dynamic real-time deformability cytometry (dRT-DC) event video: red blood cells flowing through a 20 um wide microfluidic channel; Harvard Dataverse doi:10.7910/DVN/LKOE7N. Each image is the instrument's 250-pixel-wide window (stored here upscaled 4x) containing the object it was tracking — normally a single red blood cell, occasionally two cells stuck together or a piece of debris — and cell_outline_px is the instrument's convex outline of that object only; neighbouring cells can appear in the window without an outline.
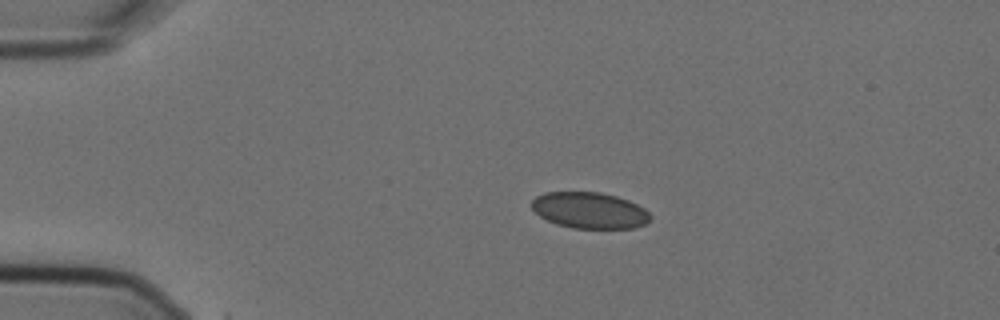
{"species": "Egyptian fruit bat (a non-hibernating species)", "species_latin": "Rousettus aegyptiacus", "temperature_condition": "cold", "stored_images_in_passage": 4, "camera_frame_rate_fps": 3000, "um_per_image_px": 0.085, "animal": {"sex": "female"}, "frame": {"image": 1, "passage_image": 2, "time_ms": 0.333, "image_size_px": [1000, 320], "cell_outline_px": [[652, 216], [644, 224], [636, 228], [572, 228], [556, 224], [540, 216], [532, 208], [532, 200], [536, 196], [544, 192], [600, 192], [616, 196], [628, 200], [644, 208]], "centroid_in_image_um": [50.11, 17.88], "position_along_channel_um": 34.9, "area_um2": 24.97}}
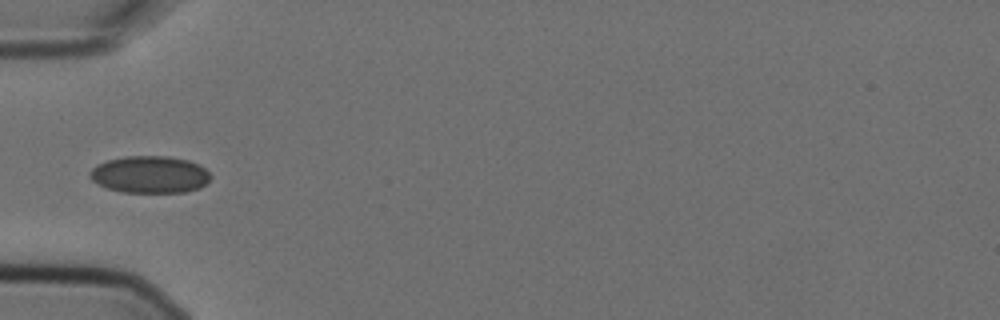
{"frame": {"image": 2, "passage_image": 4, "time_ms": 1.0, "image_size_px": [1000, 320], "cell_outline_px": [[212, 176], [200, 188], [184, 192], [120, 192], [96, 184], [88, 176], [88, 172], [96, 164], [108, 160], [124, 156], [168, 156], [188, 160], [204, 168]], "centroid_in_image_um": [12.69, 14.83], "position_along_channel_um": 72.3, "area_um2": 26.18}}